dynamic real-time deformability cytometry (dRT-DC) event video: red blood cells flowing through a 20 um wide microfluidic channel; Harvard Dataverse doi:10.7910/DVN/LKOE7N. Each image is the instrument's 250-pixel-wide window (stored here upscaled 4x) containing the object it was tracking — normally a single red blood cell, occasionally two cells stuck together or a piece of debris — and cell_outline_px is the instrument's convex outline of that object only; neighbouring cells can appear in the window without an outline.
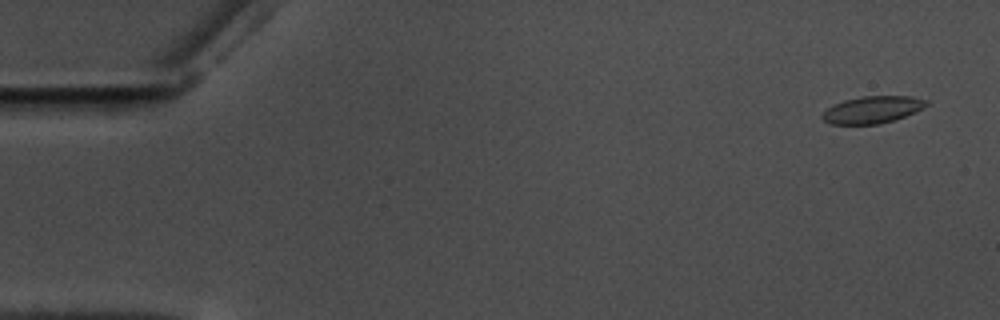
{"species": "common noctule bat (a hibernating species)", "species_latin": "Nyctalus noctula", "temperature_condition": "warm", "stored_images_in_passage": 58, "camera_frame_rate_fps": 3000, "um_per_image_px": 0.085, "animal": {"sex": "male", "body_mass_g": 17.5, "forearm_length_mm": 52.3}, "frame": {"image": 1, "passage_image": 3, "time_ms": 0.667, "image_size_px": [1000, 320], "cell_outline_px": [[928, 104], [916, 112], [880, 124], [828, 124], [820, 116], [832, 104], [844, 100], [860, 96], [912, 96], [928, 100]], "centroid_in_image_um": [74.14, 9.31], "position_along_channel_um": 10.9, "area_um2": 16.47}}
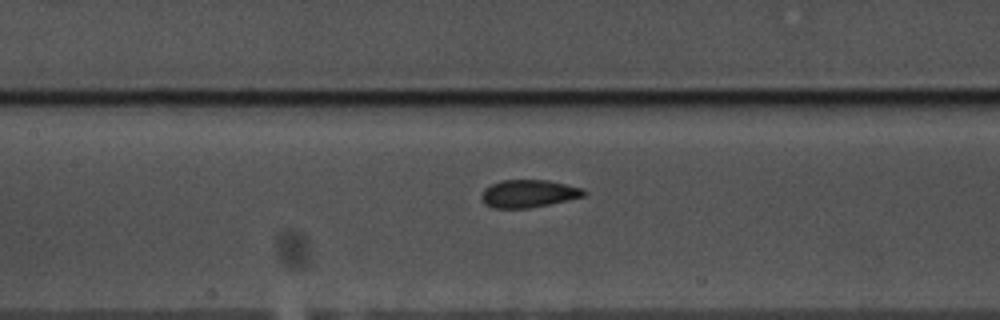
{"frame": {"image": 2, "passage_image": 27, "time_ms": 8.667, "image_size_px": [1000, 320], "cell_outline_px": [[588, 192], [584, 196], [568, 200], [528, 208], [492, 208], [484, 204], [480, 196], [484, 188], [500, 180], [548, 180], [584, 188]], "centroid_in_image_um": [44.92, 16.45], "position_along_channel_um": 162.5, "area_um2": 16.65}}
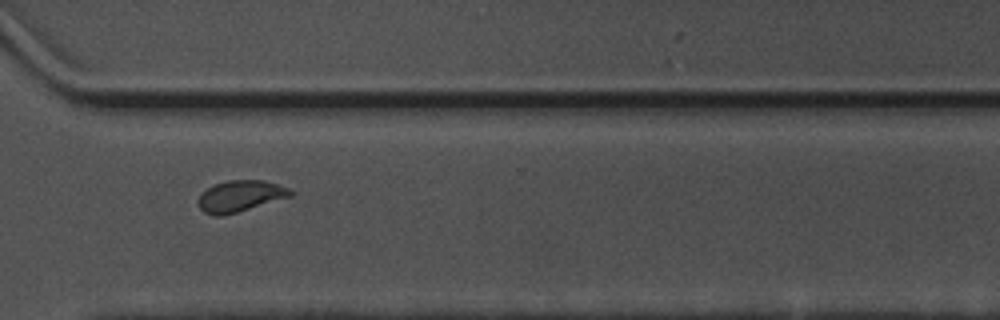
{"frame": {"image": 3, "passage_image": 43, "time_ms": 14.0, "image_size_px": [1000, 320], "cell_outline_px": [[296, 192], [292, 196], [236, 212], [220, 216], [216, 216], [204, 212], [200, 208], [200, 192], [216, 184], [228, 180], [264, 180], [280, 184]], "centroid_in_image_um": [20.47, 16.65], "position_along_channel_um": 350.1, "area_um2": 16.65}, "authors_computed_cell_mechanics": {"area_um2": 16.6464, "velocity_mm_per_s": 3.5296, "shape_relaxation_time_tau1_ms": 4.8519, "shape_relaxation_time_tau2_ms": null, "deformation_change_tau1": 0.1245, "deformation_change_tau2": null}}